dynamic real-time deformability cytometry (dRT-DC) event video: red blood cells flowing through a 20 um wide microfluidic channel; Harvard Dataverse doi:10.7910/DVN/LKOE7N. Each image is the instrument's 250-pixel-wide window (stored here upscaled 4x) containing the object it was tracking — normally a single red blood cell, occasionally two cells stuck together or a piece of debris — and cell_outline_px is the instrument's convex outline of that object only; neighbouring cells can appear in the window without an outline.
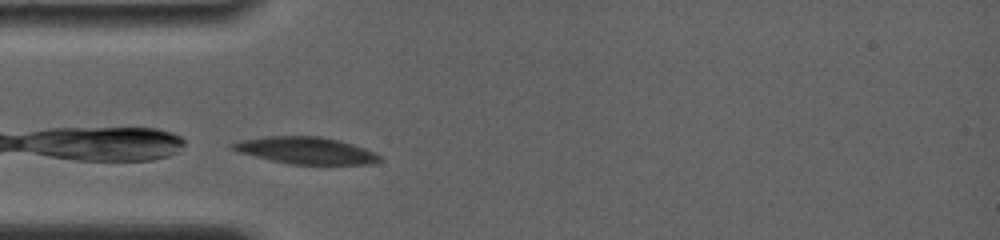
{"species": "common noctule bat (a hibernating species)", "species_latin": "Nyctalus noctula", "temperature_condition": "room temperature", "stored_images_in_passage": 47, "camera_frame_rate_fps": 4000, "um_per_image_px": 0.085, "animal": {"sex": "female", "body_mass_g": 19.0, "forearm_length_mm": 56.7}, "frame": {"image": 1, "passage_image": 1, "time_ms": 0.0, "image_size_px": [1000, 240], "cell_outline_px": [[384, 160], [368, 164], [292, 164], [272, 160], [240, 152], [232, 148], [228, 144], [244, 140], [268, 136], [320, 136], [340, 140], [364, 148], [380, 156]], "centroid_in_image_um": [26.03, 12.78], "position_along_channel_um": 59.0, "area_um2": 22.66}}
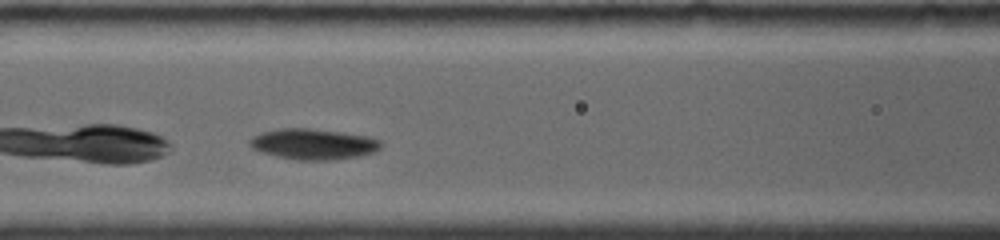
{"frame": {"image": 2, "passage_image": 8, "time_ms": 2.25, "image_size_px": [1000, 240], "cell_outline_px": [[380, 148], [372, 152], [360, 156], [332, 160], [296, 160], [276, 156], [260, 152], [252, 148], [248, 144], [248, 140], [252, 136], [260, 132], [276, 128], [308, 128], [340, 132], [368, 136], [380, 140]], "centroid_in_image_um": [26.56, 12.24], "position_along_channel_um": 140.0, "area_um2": 23.64}}
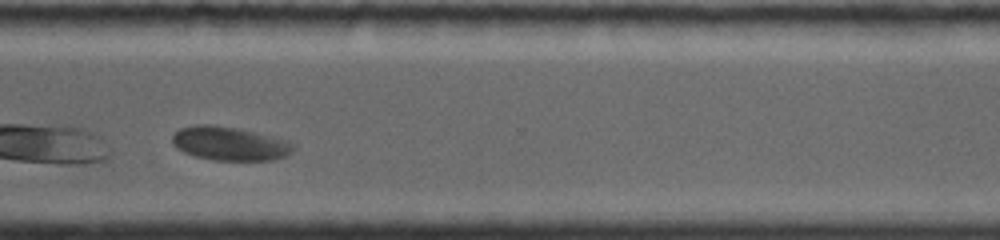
{"frame": {"image": 3, "passage_image": 40, "time_ms": 8.0, "image_size_px": [1000, 240], "cell_outline_px": [[292, 148], [284, 156], [272, 160], [212, 160], [196, 156], [184, 152], [176, 148], [172, 140], [172, 136], [180, 128], [196, 124], [212, 124], [240, 128], [288, 140], [292, 144]], "centroid_in_image_um": [19.47, 12.18], "position_along_channel_um": 351.1, "area_um2": 23.7}, "authors_computed_cell_mechanics": {"area_um2": 23.0622, "velocity_mm_per_s": 3.6703, "shape_relaxation_time_tau1_ms": 3.9207, "shape_relaxation_time_tau2_ms": null, "deformation_change_tau1": 0.1077, "deformation_change_tau2": null}}